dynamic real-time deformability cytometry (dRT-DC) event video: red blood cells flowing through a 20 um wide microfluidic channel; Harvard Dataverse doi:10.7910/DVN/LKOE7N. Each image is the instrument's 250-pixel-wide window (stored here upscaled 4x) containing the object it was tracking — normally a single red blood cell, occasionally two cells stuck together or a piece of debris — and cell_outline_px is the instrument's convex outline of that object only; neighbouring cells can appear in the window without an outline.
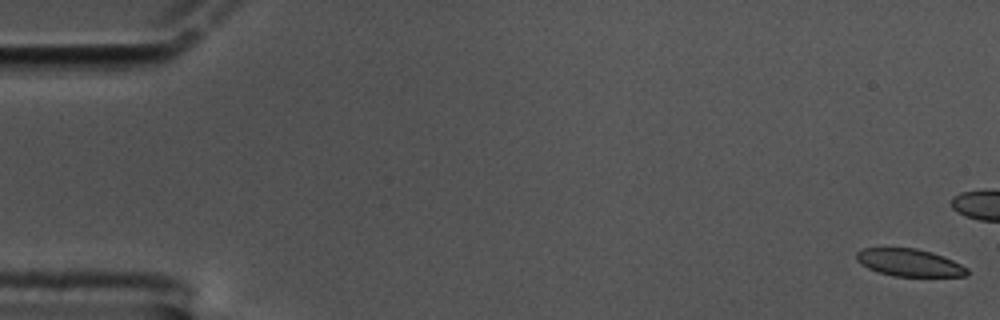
{"species": "common noctule bat (a hibernating species)", "species_latin": "Nyctalus noctula", "temperature_condition": "cold", "stored_images_in_passage": 48, "camera_frame_rate_fps": 3000, "um_per_image_px": 0.085, "animal": {"sex": "male", "body_mass_g": 17.5, "forearm_length_mm": 52.3}, "frame": {"image": 1, "passage_image": 1, "time_ms": 0.0, "image_size_px": [1000, 320], "cell_outline_px": [[968, 276], [892, 276], [868, 268], [860, 264], [856, 260], [856, 252], [864, 248], [916, 248], [932, 252], [952, 260], [968, 268]], "centroid_in_image_um": [77.28, 22.32], "position_along_channel_um": 7.7, "area_um2": 17.63}}
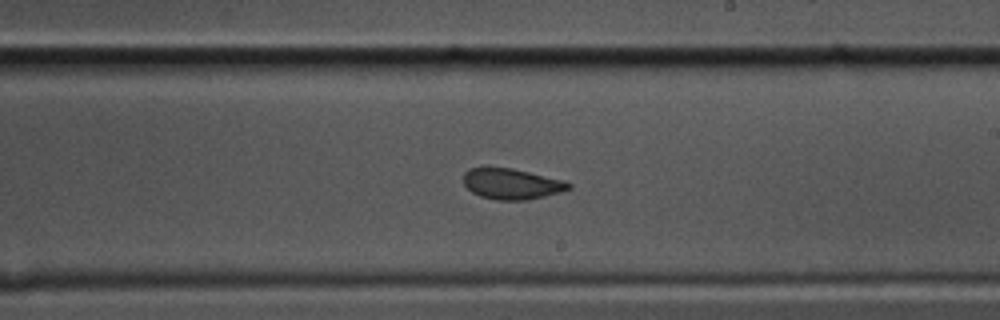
{"frame": {"image": 2, "passage_image": 35, "time_ms": 11.333, "image_size_px": [1000, 320], "cell_outline_px": [[572, 188], [560, 192], [528, 200], [496, 200], [480, 196], [472, 192], [464, 184], [464, 172], [468, 168], [512, 168], [564, 180], [572, 184]], "centroid_in_image_um": [43.51, 15.63], "position_along_channel_um": 245.5, "area_um2": 18.79}}
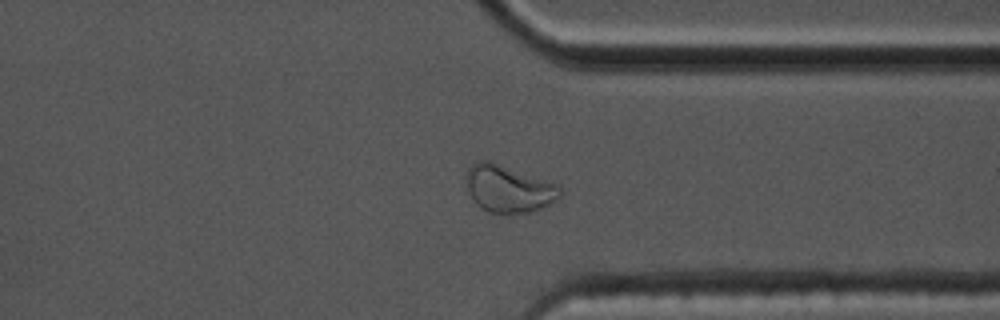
{"frame": {"image": 3, "passage_image": 46, "time_ms": 15.0, "image_size_px": [1000, 320], "cell_outline_px": [[560, 196], [556, 200], [540, 208], [528, 212], [488, 212], [480, 208], [472, 200], [468, 188], [468, 168], [476, 160], [488, 160], [556, 184], [560, 188]], "centroid_in_image_um": [43.19, 16.04], "position_along_channel_um": 368.2, "area_um2": 25.09}}